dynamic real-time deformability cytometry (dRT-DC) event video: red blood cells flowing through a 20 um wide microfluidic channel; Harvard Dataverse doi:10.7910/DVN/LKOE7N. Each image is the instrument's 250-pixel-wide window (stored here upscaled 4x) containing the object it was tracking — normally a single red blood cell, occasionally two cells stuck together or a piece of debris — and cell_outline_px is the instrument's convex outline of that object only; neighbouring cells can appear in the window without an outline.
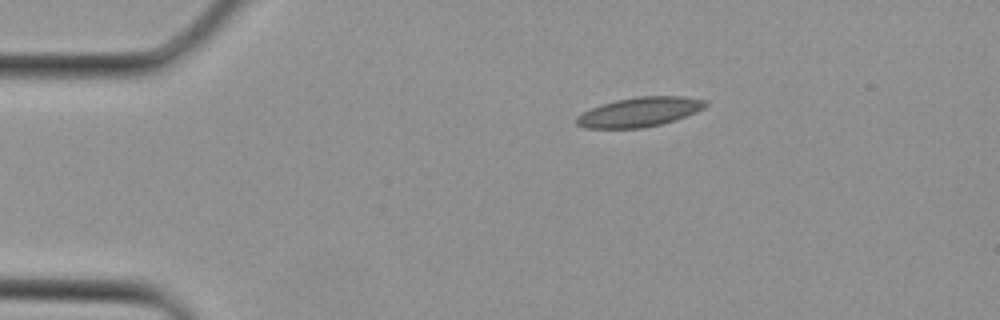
{"species": "Egyptian fruit bat (a non-hibernating species)", "species_latin": "Rousettus aegyptiacus", "temperature_condition": "cold", "stored_images_in_passage": 4, "camera_frame_rate_fps": 3000, "um_per_image_px": 0.085, "animal": {"sex": "female"}, "frame": {"image": 1, "passage_image": 4, "time_ms": 1.0, "image_size_px": [1000, 320], "cell_outline_px": [[708, 104], [704, 108], [696, 112], [676, 120], [644, 128], [584, 128], [576, 124], [576, 116], [592, 108], [616, 100], [636, 96], [684, 96], [704, 100]], "centroid_in_image_um": [54.37, 9.52], "position_along_channel_um": 30.6, "area_um2": 22.08}}